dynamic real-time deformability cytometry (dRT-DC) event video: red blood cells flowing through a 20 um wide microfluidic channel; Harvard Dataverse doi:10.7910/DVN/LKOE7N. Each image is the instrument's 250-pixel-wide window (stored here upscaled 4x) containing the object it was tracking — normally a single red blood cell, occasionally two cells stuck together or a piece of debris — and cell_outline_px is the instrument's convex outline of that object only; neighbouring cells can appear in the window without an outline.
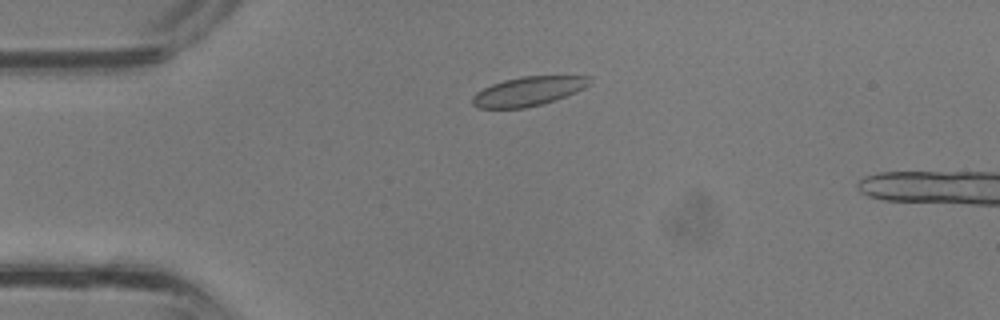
{"species": "common noctule bat (a hibernating species)", "species_latin": "Nyctalus noctula", "temperature_condition": "room temperature", "stored_images_in_passage": 28, "camera_frame_rate_fps": 3000, "um_per_image_px": 0.085, "animal": {"sex": "male", "body_mass_g": 13.3}, "frame": {"image": 1, "passage_image": 1, "time_ms": 0.0, "image_size_px": [1000, 320], "cell_outline_px": [[592, 84], [576, 92], [556, 100], [524, 108], [480, 108], [472, 104], [472, 96], [476, 92], [492, 84], [504, 80], [524, 76], [592, 76]], "centroid_in_image_um": [44.94, 7.75], "position_along_channel_um": 40.1, "area_um2": 19.94}}
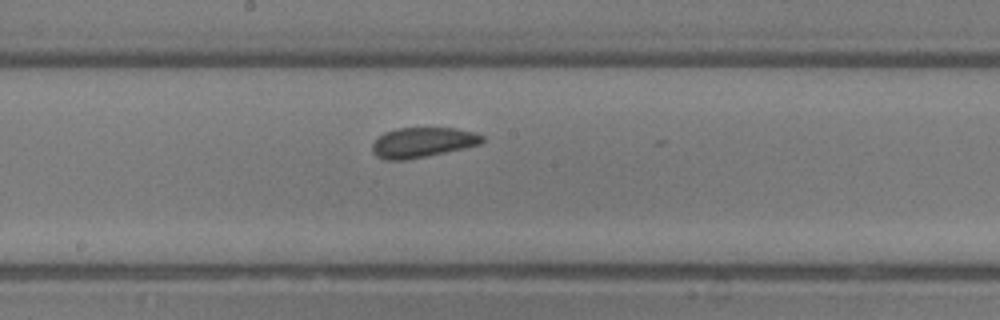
{"frame": {"image": 2, "passage_image": 12, "time_ms": 3.667, "image_size_px": [1000, 320], "cell_outline_px": [[484, 140], [480, 144], [464, 148], [404, 160], [384, 160], [376, 156], [372, 152], [372, 144], [384, 132], [396, 128], [456, 128], [476, 132], [484, 136]], "centroid_in_image_um": [35.91, 12.09], "position_along_channel_um": 212.3, "area_um2": 19.19}}
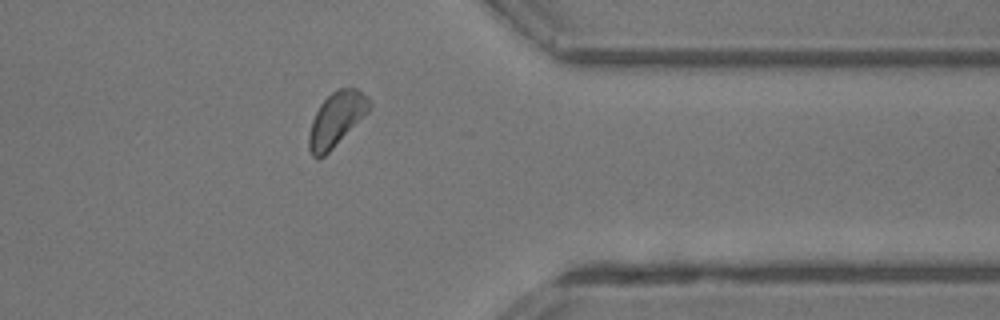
{"frame": {"image": 3, "passage_image": 22, "time_ms": 7.0, "image_size_px": [1000, 320], "cell_outline_px": [[372, 104], [368, 112], [324, 156], [316, 160], [312, 156], [308, 148], [308, 136], [312, 120], [320, 104], [332, 92], [340, 88], [356, 88], [368, 96], [372, 100]], "centroid_in_image_um": [28.59, 10.13], "position_along_channel_um": 382.8, "area_um2": 18.96}}